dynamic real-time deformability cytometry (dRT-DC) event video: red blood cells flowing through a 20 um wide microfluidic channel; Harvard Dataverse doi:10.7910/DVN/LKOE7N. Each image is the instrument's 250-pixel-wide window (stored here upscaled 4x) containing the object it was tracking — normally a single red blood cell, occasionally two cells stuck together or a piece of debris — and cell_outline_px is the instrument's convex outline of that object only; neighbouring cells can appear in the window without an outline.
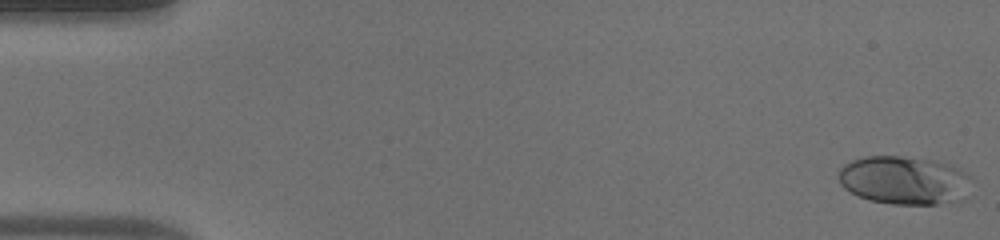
{"species": "human", "species_latin": "Homo sapiens", "temperature_condition": "warm", "stored_images_in_passage": 53, "camera_frame_rate_fps": 3000, "um_per_image_px": 0.085, "donor": {"sex": "male"}, "frame": {"image": 1, "passage_image": 1, "time_ms": 0.0, "image_size_px": [1000, 240], "cell_outline_px": [[972, 176], [948, 200], [940, 204], [892, 204], [868, 200], [844, 188], [840, 184], [836, 176], [840, 168], [844, 164], [852, 160], [864, 156], [900, 156], [932, 160], [956, 168]], "centroid_in_image_um": [76.62, 15.28], "position_along_channel_um": 8.4, "area_um2": 36.01}}
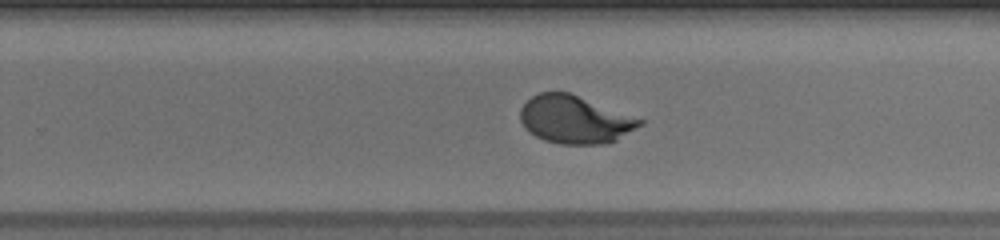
{"frame": {"image": 2, "passage_image": 34, "time_ms": 11.0, "image_size_px": [1000, 240], "cell_outline_px": [[644, 124], [616, 140], [604, 144], [560, 144], [544, 140], [528, 132], [524, 128], [520, 120], [520, 108], [532, 96], [540, 92], [568, 92], [644, 120]], "centroid_in_image_um": [48.84, 10.17], "position_along_channel_um": 281.0, "area_um2": 33.18}}
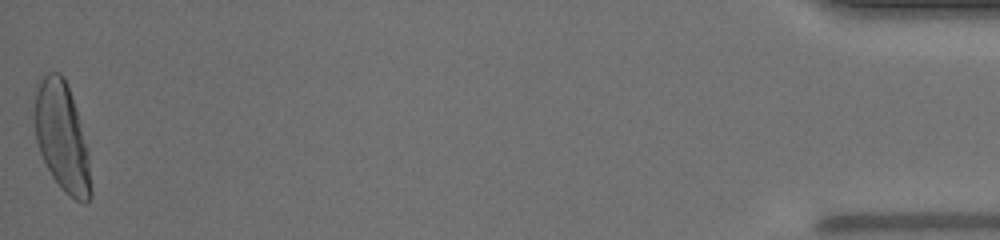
{"frame": {"image": 3, "passage_image": 53, "time_ms": 17.333, "image_size_px": [1000, 240], "cell_outline_px": [[92, 196], [84, 204], [76, 200], [64, 192], [60, 188], [52, 176], [40, 152], [36, 140], [36, 80], [48, 72], [60, 72], [64, 76], [88, 148], [92, 188]], "centroid_in_image_um": [5.29, 11.68], "position_along_channel_um": 429.9, "area_um2": 35.43}, "authors_computed_cell_mechanics": {"area_um2": 33.813, "velocity_mm_per_s": 3.8685, "shape_relaxation_time_tau1_ms": 3.6185, "shape_relaxation_time_tau2_ms": null, "deformation_change_tau1": 0.2396, "deformation_change_tau2": null}}